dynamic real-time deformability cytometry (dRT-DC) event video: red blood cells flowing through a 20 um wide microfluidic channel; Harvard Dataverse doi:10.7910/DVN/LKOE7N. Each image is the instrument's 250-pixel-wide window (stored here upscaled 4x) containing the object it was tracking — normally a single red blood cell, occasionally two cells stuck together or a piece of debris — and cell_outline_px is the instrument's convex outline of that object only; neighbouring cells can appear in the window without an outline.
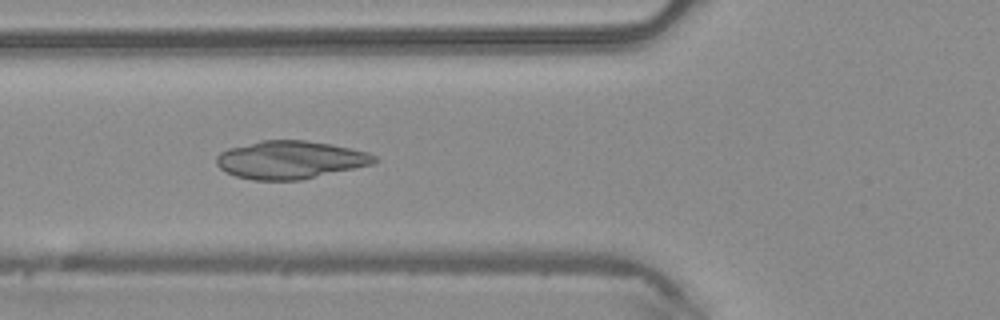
{"species": "common noctule bat (a hibernating species)", "species_latin": "Nyctalus noctula", "temperature_condition": "warm", "stored_images_in_passage": 5, "camera_frame_rate_fps": 3000, "um_per_image_px": 0.085, "animal": {"sex": "male", "body_mass_g": 20.4}, "frame": {"image": 1, "passage_image": 5, "time_ms": 1.333, "image_size_px": [1000, 320], "cell_outline_px": [[380, 160], [372, 164], [300, 180], [252, 180], [236, 176], [224, 172], [216, 164], [216, 156], [220, 152], [228, 148], [260, 140], [304, 140], [332, 144], [368, 152], [376, 156]], "centroid_in_image_um": [24.65, 13.58], "position_along_channel_um": 101.2, "area_um2": 35.03}}